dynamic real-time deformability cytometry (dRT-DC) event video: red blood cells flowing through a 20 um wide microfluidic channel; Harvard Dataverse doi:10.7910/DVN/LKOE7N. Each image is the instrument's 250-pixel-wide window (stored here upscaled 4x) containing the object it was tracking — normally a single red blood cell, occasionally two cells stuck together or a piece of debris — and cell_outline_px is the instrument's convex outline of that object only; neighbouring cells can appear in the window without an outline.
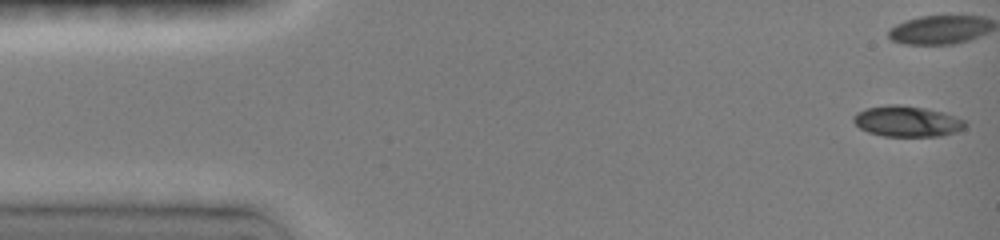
{"species": "common noctule bat (a hibernating species)", "species_latin": "Nyctalus noctula", "temperature_condition": "room temperature", "stored_images_in_passage": 13, "camera_frame_rate_fps": 3000, "um_per_image_px": 0.085, "animal": {"sex": "female", "body_mass_g": 19.0, "forearm_length_mm": 51.5}, "frame": {"image": 1, "passage_image": 1, "time_ms": 0.0, "image_size_px": [1000, 240], "cell_outline_px": [[964, 128], [956, 132], [940, 136], [884, 136], [868, 132], [860, 128], [852, 120], [852, 116], [856, 112], [864, 108], [888, 104], [900, 104], [924, 108], [944, 112], [956, 116], [964, 120]], "centroid_in_image_um": [77.06, 10.3], "position_along_channel_um": 7.9, "area_um2": 20.17}}